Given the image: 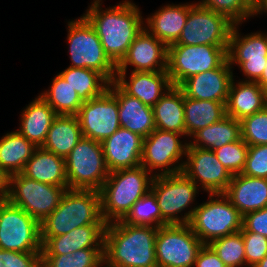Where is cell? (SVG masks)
Instances as JSON below:
<instances>
[{"mask_svg": "<svg viewBox=\"0 0 267 267\" xmlns=\"http://www.w3.org/2000/svg\"><path fill=\"white\" fill-rule=\"evenodd\" d=\"M208 197L206 202L197 205L189 223L204 245L243 228V215L223 193Z\"/></svg>", "mask_w": 267, "mask_h": 267, "instance_id": "52a82bcc", "label": "cell"}, {"mask_svg": "<svg viewBox=\"0 0 267 267\" xmlns=\"http://www.w3.org/2000/svg\"><path fill=\"white\" fill-rule=\"evenodd\" d=\"M267 61V56H266ZM256 83L267 92V62L266 67L264 68L261 77L256 81Z\"/></svg>", "mask_w": 267, "mask_h": 267, "instance_id": "681fc988", "label": "cell"}, {"mask_svg": "<svg viewBox=\"0 0 267 267\" xmlns=\"http://www.w3.org/2000/svg\"><path fill=\"white\" fill-rule=\"evenodd\" d=\"M38 267H44V265L42 263H40V265Z\"/></svg>", "mask_w": 267, "mask_h": 267, "instance_id": "816d5d0a", "label": "cell"}, {"mask_svg": "<svg viewBox=\"0 0 267 267\" xmlns=\"http://www.w3.org/2000/svg\"><path fill=\"white\" fill-rule=\"evenodd\" d=\"M182 172L208 194L224 193L232 174L217 159L214 151L187 147Z\"/></svg>", "mask_w": 267, "mask_h": 267, "instance_id": "2e32d148", "label": "cell"}, {"mask_svg": "<svg viewBox=\"0 0 267 267\" xmlns=\"http://www.w3.org/2000/svg\"><path fill=\"white\" fill-rule=\"evenodd\" d=\"M267 13V0H253L252 17Z\"/></svg>", "mask_w": 267, "mask_h": 267, "instance_id": "c3c4849f", "label": "cell"}, {"mask_svg": "<svg viewBox=\"0 0 267 267\" xmlns=\"http://www.w3.org/2000/svg\"><path fill=\"white\" fill-rule=\"evenodd\" d=\"M242 174L267 179V144L249 146Z\"/></svg>", "mask_w": 267, "mask_h": 267, "instance_id": "7bdbcfd3", "label": "cell"}, {"mask_svg": "<svg viewBox=\"0 0 267 267\" xmlns=\"http://www.w3.org/2000/svg\"><path fill=\"white\" fill-rule=\"evenodd\" d=\"M194 267H226L216 252L209 246L203 245L199 250Z\"/></svg>", "mask_w": 267, "mask_h": 267, "instance_id": "bcb514c9", "label": "cell"}, {"mask_svg": "<svg viewBox=\"0 0 267 267\" xmlns=\"http://www.w3.org/2000/svg\"><path fill=\"white\" fill-rule=\"evenodd\" d=\"M241 138L248 146L267 144V106L240 120Z\"/></svg>", "mask_w": 267, "mask_h": 267, "instance_id": "ab89813d", "label": "cell"}, {"mask_svg": "<svg viewBox=\"0 0 267 267\" xmlns=\"http://www.w3.org/2000/svg\"><path fill=\"white\" fill-rule=\"evenodd\" d=\"M68 189L100 190L109 176L102 143L82 137L65 157Z\"/></svg>", "mask_w": 267, "mask_h": 267, "instance_id": "ba28073f", "label": "cell"}, {"mask_svg": "<svg viewBox=\"0 0 267 267\" xmlns=\"http://www.w3.org/2000/svg\"><path fill=\"white\" fill-rule=\"evenodd\" d=\"M85 225H107L98 190L67 189L58 207L40 222L41 236H59Z\"/></svg>", "mask_w": 267, "mask_h": 267, "instance_id": "3957f363", "label": "cell"}, {"mask_svg": "<svg viewBox=\"0 0 267 267\" xmlns=\"http://www.w3.org/2000/svg\"><path fill=\"white\" fill-rule=\"evenodd\" d=\"M249 146L242 140L234 141L215 149L214 153L232 175L241 174L246 164Z\"/></svg>", "mask_w": 267, "mask_h": 267, "instance_id": "60d3db41", "label": "cell"}, {"mask_svg": "<svg viewBox=\"0 0 267 267\" xmlns=\"http://www.w3.org/2000/svg\"><path fill=\"white\" fill-rule=\"evenodd\" d=\"M195 3L225 15L235 24H242L252 17L253 0H201Z\"/></svg>", "mask_w": 267, "mask_h": 267, "instance_id": "f35d334b", "label": "cell"}, {"mask_svg": "<svg viewBox=\"0 0 267 267\" xmlns=\"http://www.w3.org/2000/svg\"><path fill=\"white\" fill-rule=\"evenodd\" d=\"M267 106V92L256 82H244L233 79L225 104L226 115L242 120Z\"/></svg>", "mask_w": 267, "mask_h": 267, "instance_id": "484cf974", "label": "cell"}, {"mask_svg": "<svg viewBox=\"0 0 267 267\" xmlns=\"http://www.w3.org/2000/svg\"><path fill=\"white\" fill-rule=\"evenodd\" d=\"M41 252H16L0 249V267H38Z\"/></svg>", "mask_w": 267, "mask_h": 267, "instance_id": "ee69618b", "label": "cell"}, {"mask_svg": "<svg viewBox=\"0 0 267 267\" xmlns=\"http://www.w3.org/2000/svg\"><path fill=\"white\" fill-rule=\"evenodd\" d=\"M107 90L117 99L121 127L143 138L156 129L152 107L145 105L138 98L129 96L115 82H110Z\"/></svg>", "mask_w": 267, "mask_h": 267, "instance_id": "603a6c76", "label": "cell"}, {"mask_svg": "<svg viewBox=\"0 0 267 267\" xmlns=\"http://www.w3.org/2000/svg\"><path fill=\"white\" fill-rule=\"evenodd\" d=\"M67 23L69 67L93 69L114 82L117 65L105 53L93 26L83 15Z\"/></svg>", "mask_w": 267, "mask_h": 267, "instance_id": "5b68a950", "label": "cell"}, {"mask_svg": "<svg viewBox=\"0 0 267 267\" xmlns=\"http://www.w3.org/2000/svg\"><path fill=\"white\" fill-rule=\"evenodd\" d=\"M240 232H254L267 237V206L245 214Z\"/></svg>", "mask_w": 267, "mask_h": 267, "instance_id": "f6af8a7d", "label": "cell"}, {"mask_svg": "<svg viewBox=\"0 0 267 267\" xmlns=\"http://www.w3.org/2000/svg\"><path fill=\"white\" fill-rule=\"evenodd\" d=\"M102 3L93 0L83 16L95 29L105 53L117 65L144 29V16L132 0H122L104 9Z\"/></svg>", "mask_w": 267, "mask_h": 267, "instance_id": "6da1fadb", "label": "cell"}, {"mask_svg": "<svg viewBox=\"0 0 267 267\" xmlns=\"http://www.w3.org/2000/svg\"><path fill=\"white\" fill-rule=\"evenodd\" d=\"M0 249L42 251L40 222L8 200L0 201Z\"/></svg>", "mask_w": 267, "mask_h": 267, "instance_id": "4fadbf2b", "label": "cell"}, {"mask_svg": "<svg viewBox=\"0 0 267 267\" xmlns=\"http://www.w3.org/2000/svg\"><path fill=\"white\" fill-rule=\"evenodd\" d=\"M9 176L0 169V201L7 200L8 197Z\"/></svg>", "mask_w": 267, "mask_h": 267, "instance_id": "7dc6e473", "label": "cell"}, {"mask_svg": "<svg viewBox=\"0 0 267 267\" xmlns=\"http://www.w3.org/2000/svg\"><path fill=\"white\" fill-rule=\"evenodd\" d=\"M226 267H246L244 241L241 232L216 239L208 244Z\"/></svg>", "mask_w": 267, "mask_h": 267, "instance_id": "74e56055", "label": "cell"}, {"mask_svg": "<svg viewBox=\"0 0 267 267\" xmlns=\"http://www.w3.org/2000/svg\"><path fill=\"white\" fill-rule=\"evenodd\" d=\"M152 109L156 129L181 133L186 139L184 93L178 86H172Z\"/></svg>", "mask_w": 267, "mask_h": 267, "instance_id": "f1b7e54d", "label": "cell"}, {"mask_svg": "<svg viewBox=\"0 0 267 267\" xmlns=\"http://www.w3.org/2000/svg\"><path fill=\"white\" fill-rule=\"evenodd\" d=\"M104 248H85L72 254L41 255L44 267H104Z\"/></svg>", "mask_w": 267, "mask_h": 267, "instance_id": "d590c367", "label": "cell"}, {"mask_svg": "<svg viewBox=\"0 0 267 267\" xmlns=\"http://www.w3.org/2000/svg\"><path fill=\"white\" fill-rule=\"evenodd\" d=\"M193 138V139H192ZM188 140L187 147H197L214 151L223 145L241 139V123L239 120L226 115L215 124L197 131Z\"/></svg>", "mask_w": 267, "mask_h": 267, "instance_id": "1f68e13d", "label": "cell"}, {"mask_svg": "<svg viewBox=\"0 0 267 267\" xmlns=\"http://www.w3.org/2000/svg\"><path fill=\"white\" fill-rule=\"evenodd\" d=\"M117 99L106 90L97 98L84 101L77 118L82 136L103 142L121 126Z\"/></svg>", "mask_w": 267, "mask_h": 267, "instance_id": "e0dca14e", "label": "cell"}, {"mask_svg": "<svg viewBox=\"0 0 267 267\" xmlns=\"http://www.w3.org/2000/svg\"><path fill=\"white\" fill-rule=\"evenodd\" d=\"M188 13L189 2L184 4L168 3L144 18V28L169 46L178 40L185 26Z\"/></svg>", "mask_w": 267, "mask_h": 267, "instance_id": "d4e9b609", "label": "cell"}, {"mask_svg": "<svg viewBox=\"0 0 267 267\" xmlns=\"http://www.w3.org/2000/svg\"><path fill=\"white\" fill-rule=\"evenodd\" d=\"M241 24H235L227 50V57L232 68L238 66L245 78L244 82H256L266 67L267 32H251L246 35L239 33ZM242 35V36H241Z\"/></svg>", "mask_w": 267, "mask_h": 267, "instance_id": "9a60e30c", "label": "cell"}, {"mask_svg": "<svg viewBox=\"0 0 267 267\" xmlns=\"http://www.w3.org/2000/svg\"><path fill=\"white\" fill-rule=\"evenodd\" d=\"M57 115H77L83 101L58 73L51 85L39 94Z\"/></svg>", "mask_w": 267, "mask_h": 267, "instance_id": "e575fe53", "label": "cell"}, {"mask_svg": "<svg viewBox=\"0 0 267 267\" xmlns=\"http://www.w3.org/2000/svg\"><path fill=\"white\" fill-rule=\"evenodd\" d=\"M20 116L19 128L16 130L36 147H42L57 116L55 111L38 95L26 105Z\"/></svg>", "mask_w": 267, "mask_h": 267, "instance_id": "4316f807", "label": "cell"}, {"mask_svg": "<svg viewBox=\"0 0 267 267\" xmlns=\"http://www.w3.org/2000/svg\"><path fill=\"white\" fill-rule=\"evenodd\" d=\"M223 194L244 216L267 206V179L235 174Z\"/></svg>", "mask_w": 267, "mask_h": 267, "instance_id": "cb8c5ba5", "label": "cell"}, {"mask_svg": "<svg viewBox=\"0 0 267 267\" xmlns=\"http://www.w3.org/2000/svg\"><path fill=\"white\" fill-rule=\"evenodd\" d=\"M158 228L107 223L104 236V267H157L155 240Z\"/></svg>", "mask_w": 267, "mask_h": 267, "instance_id": "7a4b0ae2", "label": "cell"}, {"mask_svg": "<svg viewBox=\"0 0 267 267\" xmlns=\"http://www.w3.org/2000/svg\"><path fill=\"white\" fill-rule=\"evenodd\" d=\"M246 267H254L267 255V237L254 232H241Z\"/></svg>", "mask_w": 267, "mask_h": 267, "instance_id": "b9f144b4", "label": "cell"}, {"mask_svg": "<svg viewBox=\"0 0 267 267\" xmlns=\"http://www.w3.org/2000/svg\"><path fill=\"white\" fill-rule=\"evenodd\" d=\"M122 221L131 225L161 227L162 214L155 194L150 190L138 199Z\"/></svg>", "mask_w": 267, "mask_h": 267, "instance_id": "8d00e7d4", "label": "cell"}, {"mask_svg": "<svg viewBox=\"0 0 267 267\" xmlns=\"http://www.w3.org/2000/svg\"><path fill=\"white\" fill-rule=\"evenodd\" d=\"M168 46L151 35L145 28L129 46L126 55L117 64V72L167 71Z\"/></svg>", "mask_w": 267, "mask_h": 267, "instance_id": "ac0fdd59", "label": "cell"}, {"mask_svg": "<svg viewBox=\"0 0 267 267\" xmlns=\"http://www.w3.org/2000/svg\"><path fill=\"white\" fill-rule=\"evenodd\" d=\"M199 189L183 172L155 176L151 191L156 196L162 214V226L189 224L197 207L195 200L196 195L199 194ZM193 203L196 206L192 205Z\"/></svg>", "mask_w": 267, "mask_h": 267, "instance_id": "8992f818", "label": "cell"}, {"mask_svg": "<svg viewBox=\"0 0 267 267\" xmlns=\"http://www.w3.org/2000/svg\"><path fill=\"white\" fill-rule=\"evenodd\" d=\"M154 177L141 165L110 172L99 190L103 219L107 223L122 220L134 203L151 190Z\"/></svg>", "mask_w": 267, "mask_h": 267, "instance_id": "277c9868", "label": "cell"}, {"mask_svg": "<svg viewBox=\"0 0 267 267\" xmlns=\"http://www.w3.org/2000/svg\"><path fill=\"white\" fill-rule=\"evenodd\" d=\"M143 139L141 135L120 127L101 142L109 171L140 166Z\"/></svg>", "mask_w": 267, "mask_h": 267, "instance_id": "44dd1931", "label": "cell"}, {"mask_svg": "<svg viewBox=\"0 0 267 267\" xmlns=\"http://www.w3.org/2000/svg\"><path fill=\"white\" fill-rule=\"evenodd\" d=\"M26 177L55 186H68L65 158L37 148L21 172Z\"/></svg>", "mask_w": 267, "mask_h": 267, "instance_id": "83f0119b", "label": "cell"}, {"mask_svg": "<svg viewBox=\"0 0 267 267\" xmlns=\"http://www.w3.org/2000/svg\"><path fill=\"white\" fill-rule=\"evenodd\" d=\"M82 137L76 115H57L41 148L65 158Z\"/></svg>", "mask_w": 267, "mask_h": 267, "instance_id": "f546056e", "label": "cell"}, {"mask_svg": "<svg viewBox=\"0 0 267 267\" xmlns=\"http://www.w3.org/2000/svg\"><path fill=\"white\" fill-rule=\"evenodd\" d=\"M228 46L169 45L167 73L173 86L187 78L220 67L227 59Z\"/></svg>", "mask_w": 267, "mask_h": 267, "instance_id": "30bf717a", "label": "cell"}, {"mask_svg": "<svg viewBox=\"0 0 267 267\" xmlns=\"http://www.w3.org/2000/svg\"><path fill=\"white\" fill-rule=\"evenodd\" d=\"M127 72H116L115 83L129 96L153 107L173 86L167 71L134 72L127 80Z\"/></svg>", "mask_w": 267, "mask_h": 267, "instance_id": "ffe728a7", "label": "cell"}, {"mask_svg": "<svg viewBox=\"0 0 267 267\" xmlns=\"http://www.w3.org/2000/svg\"><path fill=\"white\" fill-rule=\"evenodd\" d=\"M67 189L68 186L45 184L19 173L9 177L7 200L41 222L58 207Z\"/></svg>", "mask_w": 267, "mask_h": 267, "instance_id": "9c48e42d", "label": "cell"}, {"mask_svg": "<svg viewBox=\"0 0 267 267\" xmlns=\"http://www.w3.org/2000/svg\"><path fill=\"white\" fill-rule=\"evenodd\" d=\"M106 225H85L59 236H41V255L72 254L85 248H104Z\"/></svg>", "mask_w": 267, "mask_h": 267, "instance_id": "7402d4cb", "label": "cell"}, {"mask_svg": "<svg viewBox=\"0 0 267 267\" xmlns=\"http://www.w3.org/2000/svg\"><path fill=\"white\" fill-rule=\"evenodd\" d=\"M183 136L181 133L155 129L143 139L140 165L153 176L182 172L189 143L187 139L180 140Z\"/></svg>", "mask_w": 267, "mask_h": 267, "instance_id": "8fae6325", "label": "cell"}, {"mask_svg": "<svg viewBox=\"0 0 267 267\" xmlns=\"http://www.w3.org/2000/svg\"><path fill=\"white\" fill-rule=\"evenodd\" d=\"M235 23L197 3L189 2V13L178 40L171 45L229 46Z\"/></svg>", "mask_w": 267, "mask_h": 267, "instance_id": "7c38bea8", "label": "cell"}, {"mask_svg": "<svg viewBox=\"0 0 267 267\" xmlns=\"http://www.w3.org/2000/svg\"><path fill=\"white\" fill-rule=\"evenodd\" d=\"M234 77L232 67L227 59L220 67L193 75L178 87L185 97L226 102Z\"/></svg>", "mask_w": 267, "mask_h": 267, "instance_id": "d6986e66", "label": "cell"}, {"mask_svg": "<svg viewBox=\"0 0 267 267\" xmlns=\"http://www.w3.org/2000/svg\"><path fill=\"white\" fill-rule=\"evenodd\" d=\"M254 267H267V255L258 262Z\"/></svg>", "mask_w": 267, "mask_h": 267, "instance_id": "f907efd6", "label": "cell"}, {"mask_svg": "<svg viewBox=\"0 0 267 267\" xmlns=\"http://www.w3.org/2000/svg\"><path fill=\"white\" fill-rule=\"evenodd\" d=\"M226 102L204 101L184 96V119L186 137H191L200 129L215 124L226 116Z\"/></svg>", "mask_w": 267, "mask_h": 267, "instance_id": "d6a6232c", "label": "cell"}, {"mask_svg": "<svg viewBox=\"0 0 267 267\" xmlns=\"http://www.w3.org/2000/svg\"><path fill=\"white\" fill-rule=\"evenodd\" d=\"M203 245L189 224L161 226L155 240L157 267H194Z\"/></svg>", "mask_w": 267, "mask_h": 267, "instance_id": "5bb4252c", "label": "cell"}, {"mask_svg": "<svg viewBox=\"0 0 267 267\" xmlns=\"http://www.w3.org/2000/svg\"><path fill=\"white\" fill-rule=\"evenodd\" d=\"M59 74L77 92L83 102L101 96L110 83L101 73L89 68L68 66Z\"/></svg>", "mask_w": 267, "mask_h": 267, "instance_id": "836d02e7", "label": "cell"}, {"mask_svg": "<svg viewBox=\"0 0 267 267\" xmlns=\"http://www.w3.org/2000/svg\"><path fill=\"white\" fill-rule=\"evenodd\" d=\"M37 148L17 130L7 132L0 139V169L9 177L21 173Z\"/></svg>", "mask_w": 267, "mask_h": 267, "instance_id": "4dcf8cb0", "label": "cell"}]
</instances>
